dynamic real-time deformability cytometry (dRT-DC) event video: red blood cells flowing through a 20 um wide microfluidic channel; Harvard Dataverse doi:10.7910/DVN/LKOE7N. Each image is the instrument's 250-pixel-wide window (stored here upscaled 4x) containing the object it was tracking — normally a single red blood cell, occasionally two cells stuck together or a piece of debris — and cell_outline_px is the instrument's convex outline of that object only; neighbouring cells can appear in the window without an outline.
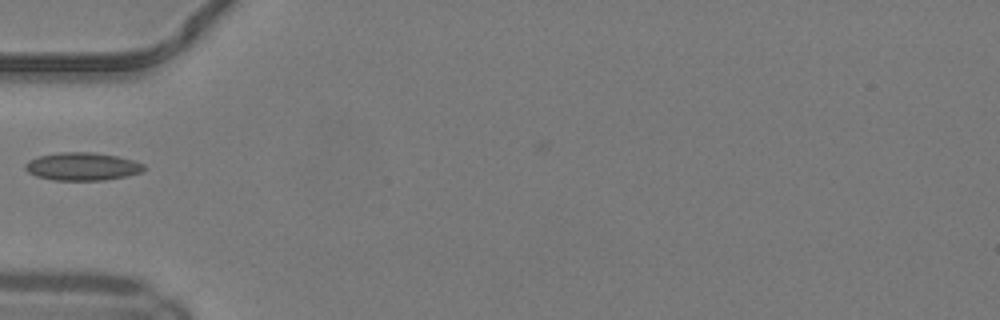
{"species": "common noctule bat (a hibernating species)", "species_latin": "Nyctalus noctula", "temperature_condition": "warm", "stored_images_in_passage": 32, "camera_frame_rate_fps": 3000, "um_per_image_px": 0.085, "animal": {"sex": "male", "body_mass_g": 19.2, "forearm_length_mm": 51.8}, "frame": {"image": 1, "passage_image": 1, "time_ms": 0.0, "image_size_px": [1000, 320], "cell_outline_px": [[144, 172], [128, 176], [104, 180], [52, 180], [36, 176], [28, 172], [24, 168], [24, 164], [28, 160], [40, 156], [60, 152], [92, 152], [116, 156], [132, 160], [144, 164]], "centroid_in_image_um": [6.99, 14.16], "position_along_channel_um": 78.0, "area_um2": 19.36}}